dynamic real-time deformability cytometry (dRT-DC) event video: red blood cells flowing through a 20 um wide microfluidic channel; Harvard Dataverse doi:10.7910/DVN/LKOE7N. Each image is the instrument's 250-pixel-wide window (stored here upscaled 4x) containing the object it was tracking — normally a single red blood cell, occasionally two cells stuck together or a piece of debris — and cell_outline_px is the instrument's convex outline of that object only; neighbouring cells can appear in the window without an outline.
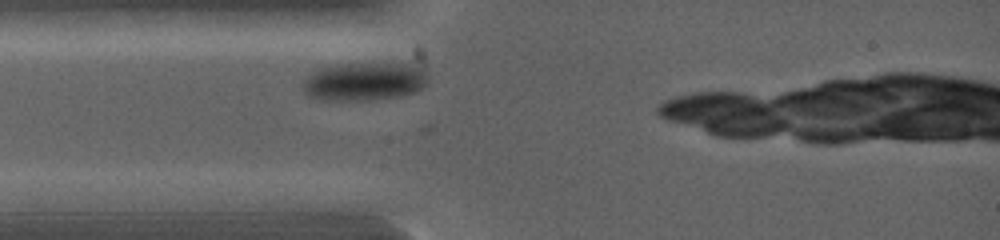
{"species": "common noctule bat (a hibernating species)", "species_latin": "Nyctalus noctula", "temperature_condition": "warm", "stored_images_in_passage": 16, "camera_frame_rate_fps": 5000, "um_per_image_px": 0.085, "animal": {"sex": "female", "body_mass_g": 19.0, "forearm_length_mm": 53.3}, "frame": {"image": 1, "passage_image": 7, "time_ms": 1.8, "image_size_px": [1000, 240], "cell_outline_px": [[428, 80], [424, 88], [400, 96], [372, 100], [324, 100], [308, 96], [304, 92], [304, 80], [316, 68], [336, 64], [420, 52], [428, 68]], "centroid_in_image_um": [31.34, 6.69], "position_along_channel_um": 53.7, "area_um2": 32.31}}
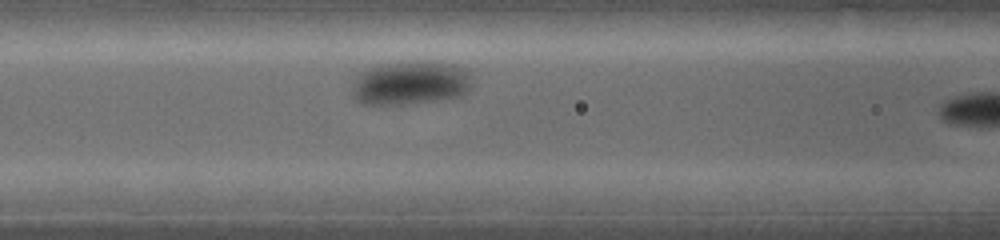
{"frame": {"image": 2, "passage_image": 12, "time_ms": 3.2, "image_size_px": [1000, 240], "cell_outline_px": [[472, 88], [460, 96], [448, 100], [404, 104], [364, 104], [356, 100], [352, 96], [352, 88], [356, 76], [360, 72], [384, 64], [452, 64], [468, 72]], "centroid_in_image_um": [34.88, 7.13], "position_along_channel_um": 131.7, "area_um2": 29.77}}
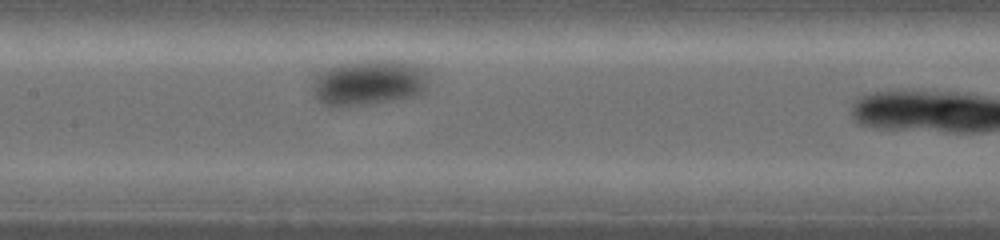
{"frame": {"image": 3, "passage_image": 15, "time_ms": 4.0, "image_size_px": [1000, 240], "cell_outline_px": [[428, 72], [424, 92], [420, 96], [404, 100], [344, 108], [340, 108], [320, 104], [316, 100], [312, 88], [312, 84], [328, 68], [344, 64], [364, 60], [396, 60], [412, 64]], "centroid_in_image_um": [31.39, 7.09], "position_along_channel_um": 176.0, "area_um2": 31.33}}